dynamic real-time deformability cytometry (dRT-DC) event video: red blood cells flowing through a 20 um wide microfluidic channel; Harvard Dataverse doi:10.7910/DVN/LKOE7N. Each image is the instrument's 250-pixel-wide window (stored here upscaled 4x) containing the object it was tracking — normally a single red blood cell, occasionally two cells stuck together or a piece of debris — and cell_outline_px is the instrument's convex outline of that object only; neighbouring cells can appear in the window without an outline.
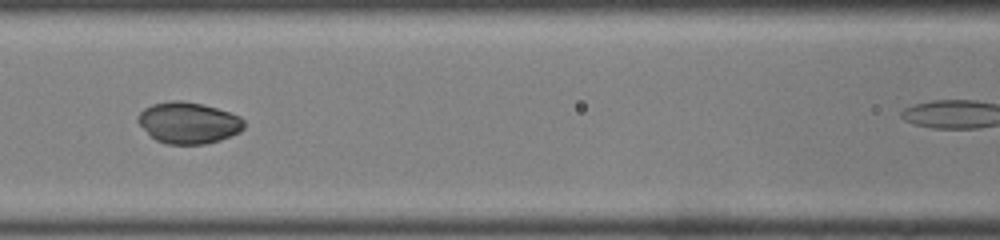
{"species": "common noctule bat (a hibernating species)", "species_latin": "Nyctalus noctula", "temperature_condition": "room temperature", "stored_images_in_passage": 22, "camera_frame_rate_fps": 3000, "um_per_image_px": 0.085, "animal": {"sex": "male", "body_mass_g": 19.0, "forearm_length_mm": 50.8}, "frame": {"image": 1, "passage_image": 16, "time_ms": 5.0, "image_size_px": [1000, 240], "cell_outline_px": [[244, 128], [240, 132], [220, 140], [204, 144], [168, 144], [156, 140], [136, 120], [136, 116], [144, 108], [152, 104], [172, 100], [180, 100], [200, 104], [216, 108], [240, 116], [244, 120]], "centroid_in_image_um": [16.02, 10.43], "position_along_channel_um": 150.6, "area_um2": 25.43}}